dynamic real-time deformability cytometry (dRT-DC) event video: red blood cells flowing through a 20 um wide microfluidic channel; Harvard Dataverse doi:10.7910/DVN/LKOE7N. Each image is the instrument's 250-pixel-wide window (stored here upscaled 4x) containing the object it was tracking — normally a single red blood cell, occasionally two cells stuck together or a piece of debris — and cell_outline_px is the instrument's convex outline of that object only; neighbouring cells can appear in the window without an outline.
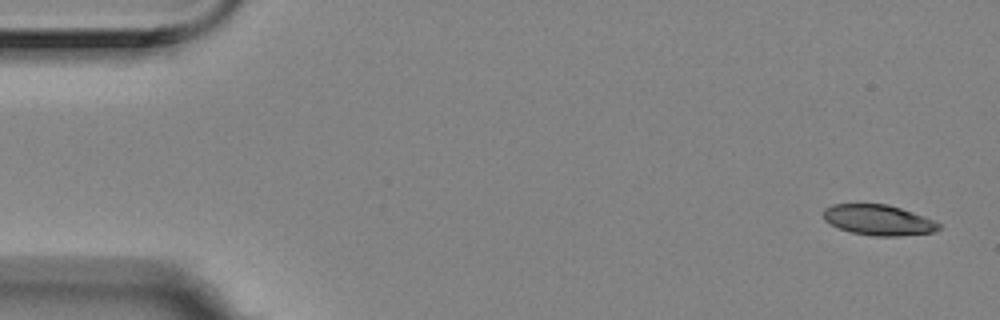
{"species": "Egyptian fruit bat (a non-hibernating species)", "species_latin": "Rousettus aegyptiacus", "temperature_condition": "room temperature", "stored_images_in_passage": 5, "camera_frame_rate_fps": 3000, "um_per_image_px": 0.085, "animal": {"sex": "female"}, "frame": {"image": 1, "passage_image": 1, "time_ms": 0.0, "image_size_px": [1000, 320], "cell_outline_px": [[940, 228], [932, 232], [900, 236], [872, 236], [852, 232], [840, 228], [824, 220], [824, 208], [832, 204], [888, 204], [924, 216], [940, 224]], "centroid_in_image_um": [74.66, 18.7], "position_along_channel_um": 10.3, "area_um2": 20.29}}
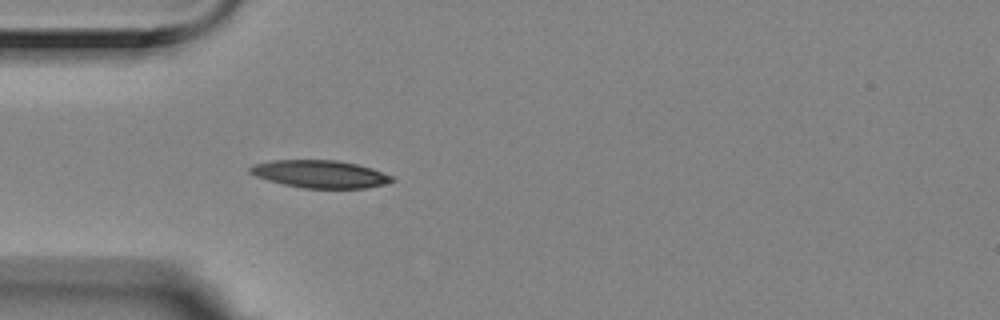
{"frame": {"image": 2, "passage_image": 5, "time_ms": 1.333, "image_size_px": [1000, 320], "cell_outline_px": [[396, 180], [384, 184], [364, 188], [304, 188], [284, 184], [268, 180], [256, 176], [248, 172], [248, 168], [252, 164], [272, 160], [336, 160], [356, 164], [372, 168], [392, 176]], "centroid_in_image_um": [27.18, 14.79], "position_along_channel_um": 57.8, "area_um2": 22.77}}